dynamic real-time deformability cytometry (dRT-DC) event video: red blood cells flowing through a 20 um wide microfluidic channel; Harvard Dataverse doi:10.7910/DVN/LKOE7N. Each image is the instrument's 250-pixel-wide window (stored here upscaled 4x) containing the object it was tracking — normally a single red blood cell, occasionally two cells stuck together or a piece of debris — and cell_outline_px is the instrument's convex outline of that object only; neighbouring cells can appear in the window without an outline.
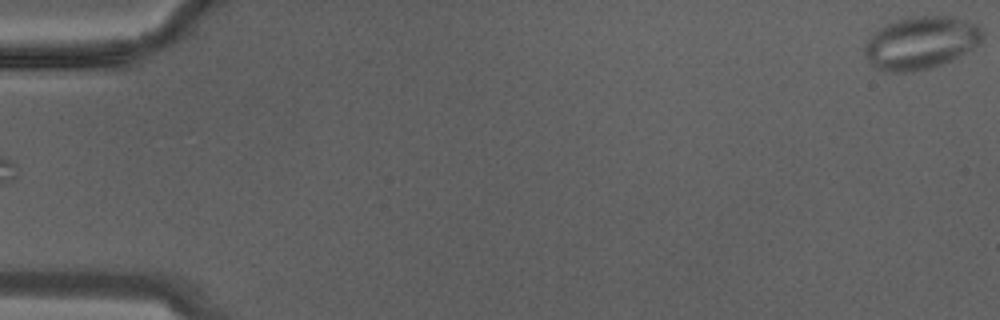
{"species": "Egyptian fruit bat (a non-hibernating species)", "species_latin": "Rousettus aegyptiacus", "temperature_condition": "warm", "stored_images_in_passage": 4, "camera_frame_rate_fps": 3000, "um_per_image_px": 0.085, "animal": {"sex": "male"}, "frame": {"image": 1, "passage_image": 4, "time_ms": 1.0, "image_size_px": [1000, 320], "cell_outline_px": [[984, 36], [980, 44], [940, 64], [928, 68], [912, 72], [888, 72], [872, 68], [868, 64], [864, 52], [864, 44], [872, 32], [884, 24], [912, 16], [956, 16], [976, 24], [984, 32]], "centroid_in_image_um": [78.21, 3.63], "position_along_channel_um": 6.8, "area_um2": 36.47}}